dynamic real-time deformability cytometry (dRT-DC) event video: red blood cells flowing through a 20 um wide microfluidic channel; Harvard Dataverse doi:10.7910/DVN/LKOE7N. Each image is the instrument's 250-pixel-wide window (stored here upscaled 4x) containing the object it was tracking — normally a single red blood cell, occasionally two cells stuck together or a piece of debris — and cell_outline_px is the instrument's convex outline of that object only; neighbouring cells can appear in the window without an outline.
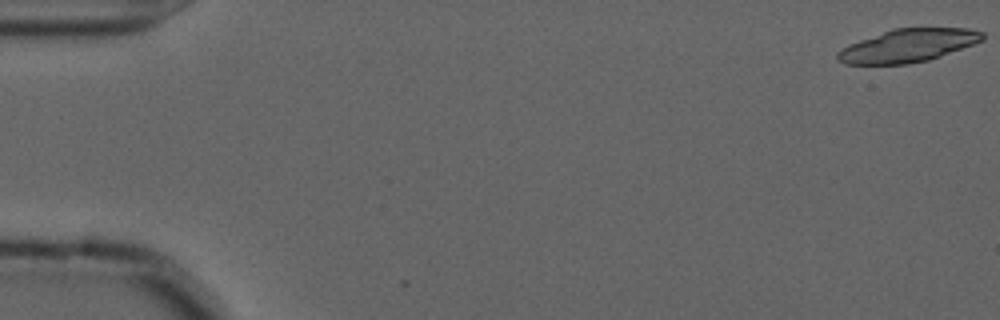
{"species": "common noctule bat (a hibernating species)", "species_latin": "Nyctalus noctula", "temperature_condition": "cold", "stored_images_in_passage": 5, "camera_frame_rate_fps": 3000, "um_per_image_px": 0.085, "animal": {"sex": "male", "forearm_length_mm": 52.5}, "frame": {"image": 1, "passage_image": 1, "time_ms": 0.0, "image_size_px": [1000, 320], "cell_outline_px": [[984, 40], [940, 56], [928, 60], [908, 64], [844, 64], [836, 60], [836, 52], [860, 40], [892, 28], [968, 28], [984, 32]], "centroid_in_image_um": [77.18, 3.87], "position_along_channel_um": 7.8, "area_um2": 27.74}}